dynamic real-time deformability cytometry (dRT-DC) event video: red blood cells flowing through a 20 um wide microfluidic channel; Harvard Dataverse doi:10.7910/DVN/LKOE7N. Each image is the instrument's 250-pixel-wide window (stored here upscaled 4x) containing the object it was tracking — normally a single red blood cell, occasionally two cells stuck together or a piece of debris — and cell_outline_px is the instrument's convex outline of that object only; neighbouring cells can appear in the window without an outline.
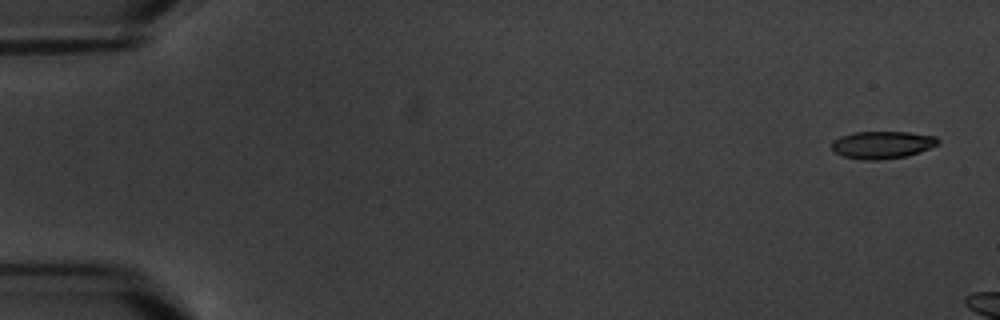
{"species": "common noctule bat (a hibernating species)", "species_latin": "Nyctalus noctula", "temperature_condition": "warm", "stored_images_in_passage": 3, "camera_frame_rate_fps": 3000, "um_per_image_px": 0.085, "animal": {"sex": "male", "body_mass_g": 20.1, "forearm_length_mm": 53.5}, "frame": {"image": 1, "passage_image": 1, "time_ms": 0.0, "image_size_px": [1000, 320], "cell_outline_px": [[940, 144], [904, 156], [880, 160], [860, 160], [844, 156], [836, 152], [832, 148], [832, 140], [840, 136], [852, 132], [908, 132], [936, 136], [940, 140]], "centroid_in_image_um": [74.97, 12.3], "position_along_channel_um": 10.0, "area_um2": 16.94}}